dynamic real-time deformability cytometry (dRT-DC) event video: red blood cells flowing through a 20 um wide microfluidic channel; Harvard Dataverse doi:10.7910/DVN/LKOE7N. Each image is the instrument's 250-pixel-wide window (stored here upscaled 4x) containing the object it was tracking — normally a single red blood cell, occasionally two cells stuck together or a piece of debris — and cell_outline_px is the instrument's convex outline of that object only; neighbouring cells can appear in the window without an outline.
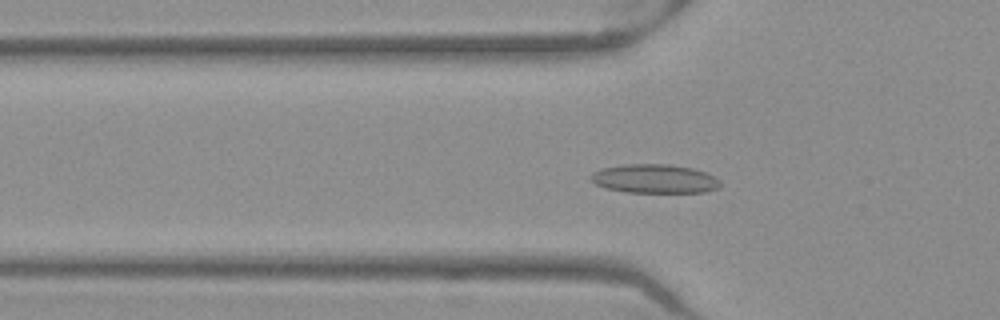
{"species": "Egyptian fruit bat (a non-hibernating species)", "species_latin": "Rousettus aegyptiacus", "temperature_condition": "warm", "stored_images_in_passage": 52, "camera_frame_rate_fps": 3000, "um_per_image_px": 0.085, "frame": {"image": 1, "passage_image": 18, "time_ms": 5.667, "image_size_px": [1000, 320], "cell_outline_px": [[720, 184], [716, 188], [704, 192], [628, 192], [604, 188], [588, 180], [588, 176], [592, 172], [600, 168], [624, 164], [668, 164], [692, 168], [704, 172], [720, 180]], "centroid_in_image_um": [55.54, 15.19], "position_along_channel_um": 70.3, "area_um2": 21.85}}
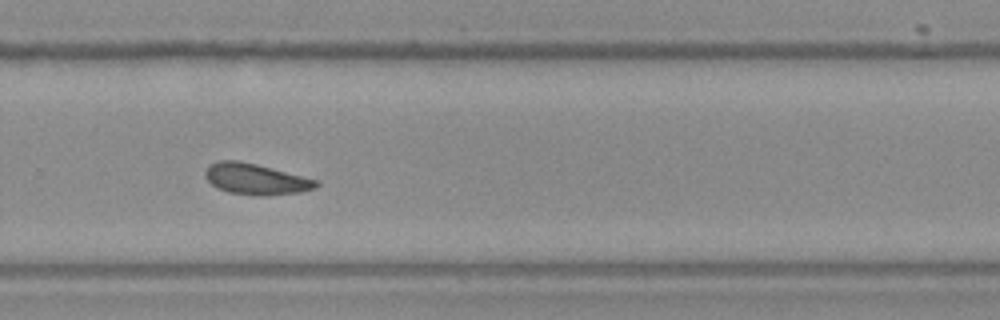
{"frame": {"image": 2, "passage_image": 36, "time_ms": 11.667, "image_size_px": [1000, 320], "cell_outline_px": [[320, 184], [316, 188], [300, 192], [260, 196], [228, 192], [216, 188], [204, 176], [204, 172], [208, 164], [220, 160], [240, 160], [256, 164], [316, 180]], "centroid_in_image_um": [21.68, 15.22], "position_along_channel_um": 308.1, "area_um2": 19.94}}
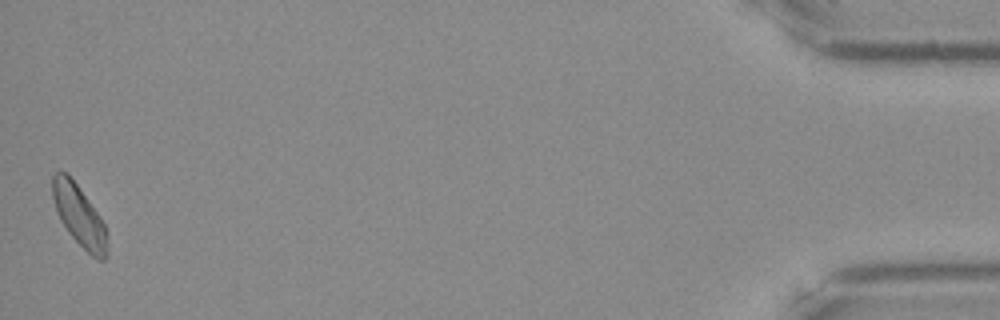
{"frame": {"image": 3, "passage_image": 52, "time_ms": 17.0, "image_size_px": [1000, 320], "cell_outline_px": [[104, 260], [96, 260], [68, 232], [60, 220], [52, 196], [52, 176], [56, 172], [68, 172], [100, 216], [104, 224]], "centroid_in_image_um": [6.66, 18.25], "position_along_channel_um": 428.5, "area_um2": 18.73}}